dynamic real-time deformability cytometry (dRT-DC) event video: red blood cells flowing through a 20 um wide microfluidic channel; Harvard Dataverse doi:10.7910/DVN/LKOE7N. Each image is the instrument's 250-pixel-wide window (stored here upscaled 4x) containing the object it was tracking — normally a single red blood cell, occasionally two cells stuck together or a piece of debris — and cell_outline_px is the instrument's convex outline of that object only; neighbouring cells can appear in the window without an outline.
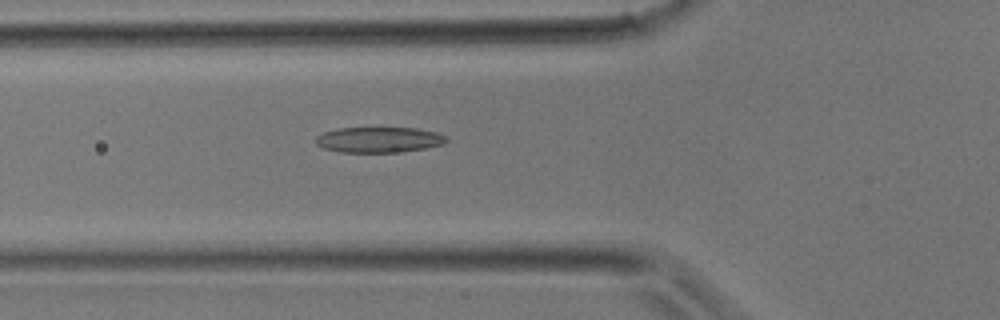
{"species": "common noctule bat (a hibernating species)", "species_latin": "Nyctalus noctula", "temperature_condition": "room temperature", "stored_images_in_passage": 29, "camera_frame_rate_fps": 3000, "um_per_image_px": 0.085, "animal": {"sex": "male", "body_mass_g": 17.9}, "frame": {"image": 1, "passage_image": 6, "time_ms": 1.667, "image_size_px": [1000, 320], "cell_outline_px": [[448, 140], [444, 144], [428, 148], [396, 152], [340, 152], [324, 148], [316, 144], [316, 136], [324, 132], [336, 128], [416, 128], [436, 132], [448, 136]], "centroid_in_image_um": [32.24, 11.87], "position_along_channel_um": 93.6, "area_um2": 19.54}}
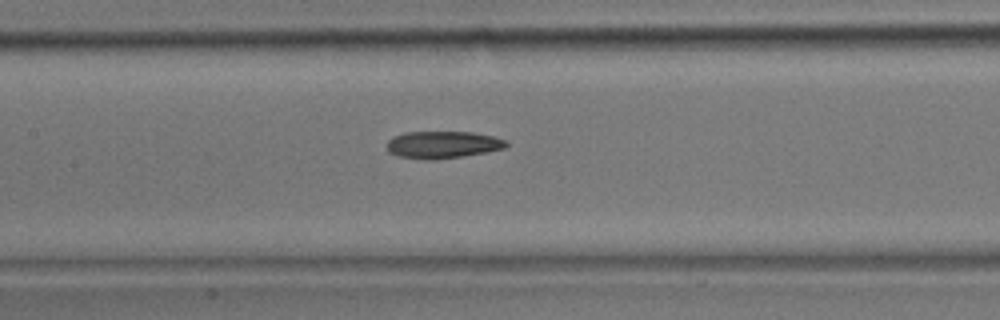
{"frame": {"image": 2, "passage_image": 10, "time_ms": 3.0, "image_size_px": [1000, 320], "cell_outline_px": [[508, 144], [504, 148], [464, 156], [432, 160], [428, 160], [400, 156], [388, 152], [388, 140], [392, 136], [404, 132], [472, 132], [492, 136], [508, 140]], "centroid_in_image_um": [37.62, 12.29], "position_along_channel_um": 169.8, "area_um2": 18.84}}
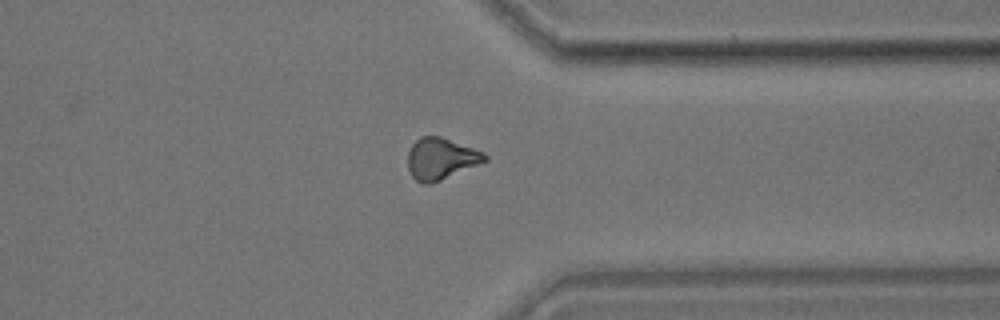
{"frame": {"image": 3, "passage_image": 21, "time_ms": 6.667, "image_size_px": [1000, 320], "cell_outline_px": [[488, 160], [432, 184], [420, 184], [412, 176], [408, 168], [408, 152], [412, 144], [420, 136], [440, 136], [484, 152], [488, 156]], "centroid_in_image_um": [37.46, 13.5], "position_along_channel_um": 373.9, "area_um2": 18.67}}